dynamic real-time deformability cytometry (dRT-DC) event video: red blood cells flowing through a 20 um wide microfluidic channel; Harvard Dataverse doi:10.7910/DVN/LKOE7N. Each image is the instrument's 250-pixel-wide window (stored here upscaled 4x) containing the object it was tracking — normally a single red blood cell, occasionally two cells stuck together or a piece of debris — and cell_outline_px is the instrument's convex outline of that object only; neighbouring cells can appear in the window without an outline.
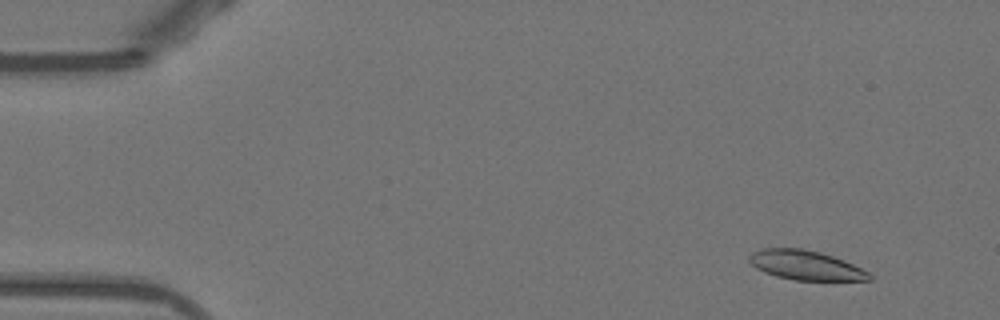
{"species": "Egyptian fruit bat (a non-hibernating species)", "species_latin": "Rousettus aegyptiacus", "temperature_condition": "warm", "stored_images_in_passage": 52, "camera_frame_rate_fps": 3000, "um_per_image_px": 0.085, "animal": {"sex": "female"}, "frame": {"image": 1, "passage_image": 5, "time_ms": 1.333, "image_size_px": [1000, 320], "cell_outline_px": [[872, 280], [796, 280], [776, 276], [764, 272], [756, 268], [748, 260], [748, 256], [752, 252], [764, 248], [800, 248], [820, 252], [844, 260], [868, 272], [872, 276]], "centroid_in_image_um": [68.45, 22.54], "position_along_channel_um": 16.5, "area_um2": 20.46}}
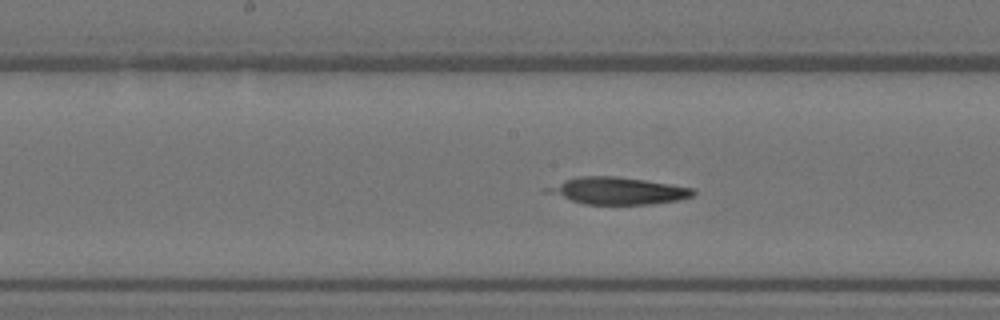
{"frame": {"image": 2, "passage_image": 27, "time_ms": 8.667, "image_size_px": [1000, 320], "cell_outline_px": [[696, 192], [692, 196], [680, 200], [648, 204], [584, 204], [544, 192], [544, 188], [564, 180], [580, 176], [616, 176], [644, 180], [692, 188]], "centroid_in_image_um": [52.47, 16.22], "position_along_channel_um": 195.7, "area_um2": 22.77}}
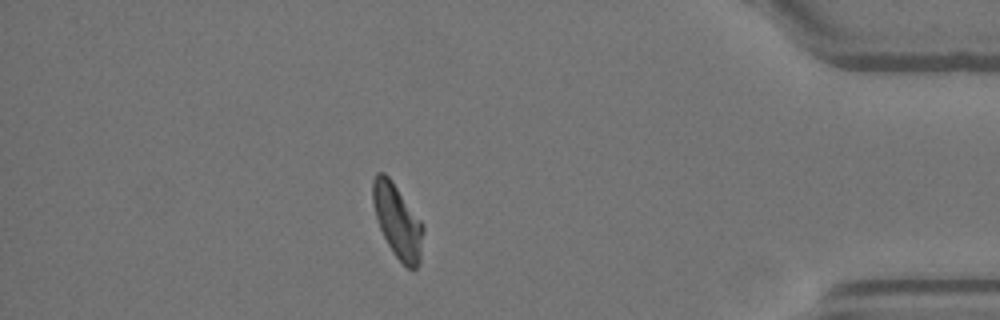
{"frame": {"image": 3, "passage_image": 46, "time_ms": 15.0, "image_size_px": [1000, 320], "cell_outline_px": [[424, 232], [420, 260], [416, 268], [412, 272], [396, 256], [388, 244], [380, 228], [372, 204], [372, 180], [376, 172], [384, 172], [388, 176], [424, 224]], "centroid_in_image_um": [33.79, 18.79], "position_along_channel_um": 401.4, "area_um2": 21.56}, "authors_computed_cell_mechanics": {"area_um2": 22.4553, "velocity_mm_per_s": 3.8887, "shape_relaxation_time_tau1_ms": null, "shape_relaxation_time_tau2_ms": 3.1805, "deformation_change_tau1": null, "deformation_change_tau2": 0.0454}}